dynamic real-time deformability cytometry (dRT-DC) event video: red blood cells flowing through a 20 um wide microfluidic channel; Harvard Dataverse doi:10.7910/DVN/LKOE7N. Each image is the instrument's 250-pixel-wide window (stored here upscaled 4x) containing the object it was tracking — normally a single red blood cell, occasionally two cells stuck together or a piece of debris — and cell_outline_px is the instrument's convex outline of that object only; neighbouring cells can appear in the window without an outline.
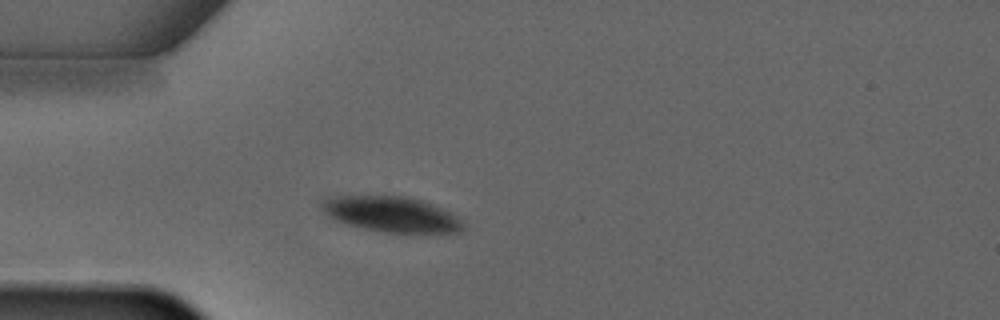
{"species": "common noctule bat (a hibernating species)", "species_latin": "Nyctalus noctula", "temperature_condition": "warm", "stored_images_in_passage": 2, "camera_frame_rate_fps": 3000, "um_per_image_px": 0.085, "animal": {"sex": "male", "forearm_length_mm": 52.5}, "frame": {"image": 1, "passage_image": 2, "time_ms": 1.333, "image_size_px": [1000, 320], "cell_outline_px": [[464, 228], [460, 232], [380, 232], [348, 224], [336, 220], [328, 216], [324, 212], [320, 204], [320, 200], [332, 196], [400, 196], [420, 200], [448, 212], [456, 216], [464, 224]], "centroid_in_image_um": [33.2, 18.21], "position_along_channel_um": 51.8, "area_um2": 28.67}}